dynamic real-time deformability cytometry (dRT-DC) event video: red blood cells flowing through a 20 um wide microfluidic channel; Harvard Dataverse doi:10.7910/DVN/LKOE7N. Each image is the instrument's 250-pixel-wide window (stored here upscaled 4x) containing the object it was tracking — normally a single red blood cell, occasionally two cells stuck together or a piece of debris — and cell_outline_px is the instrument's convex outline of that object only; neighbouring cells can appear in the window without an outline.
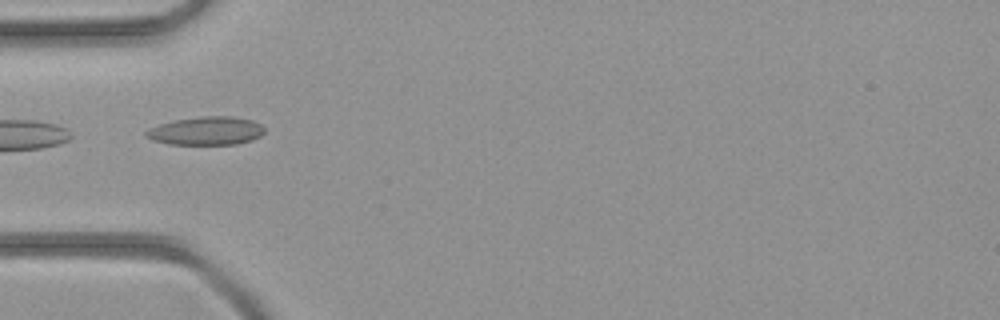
{"species": "common noctule bat (a hibernating species)", "species_latin": "Nyctalus noctula", "temperature_condition": "room temperature", "stored_images_in_passage": 4, "camera_frame_rate_fps": 3000, "um_per_image_px": 0.085, "animal": {"sex": "female", "body_mass_g": 21.9}, "frame": {"image": 1, "passage_image": 1, "time_ms": 0.0, "image_size_px": [1000, 320], "cell_outline_px": [[264, 132], [260, 136], [252, 140], [236, 144], [168, 144], [152, 140], [144, 136], [144, 132], [148, 128], [160, 124], [176, 120], [200, 116], [232, 116], [252, 120], [260, 124], [264, 128]], "centroid_in_image_um": [17.51, 11.12], "position_along_channel_um": 67.5, "area_um2": 19.59}}